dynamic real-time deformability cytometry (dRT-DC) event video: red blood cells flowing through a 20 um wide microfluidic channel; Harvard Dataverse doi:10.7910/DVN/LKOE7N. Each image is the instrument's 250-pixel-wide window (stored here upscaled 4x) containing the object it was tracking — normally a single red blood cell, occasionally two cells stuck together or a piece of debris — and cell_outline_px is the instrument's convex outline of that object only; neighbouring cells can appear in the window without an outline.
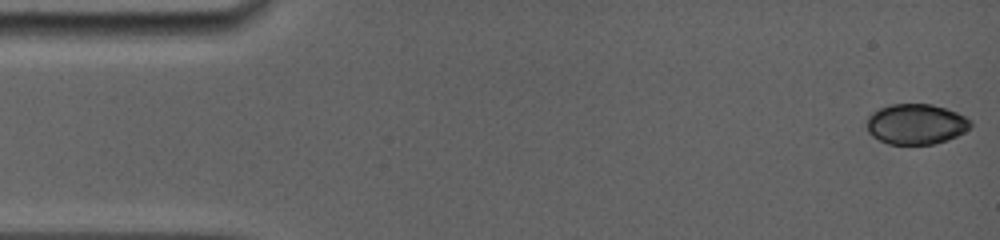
{"species": "common noctule bat (a hibernating species)", "species_latin": "Nyctalus noctula", "temperature_condition": "room temperature", "stored_images_in_passage": 73, "camera_frame_rate_fps": 5000, "um_per_image_px": 0.085, "animal": {"sex": "female", "body_mass_g": 19.0, "forearm_length_mm": 56.7}, "frame": {"image": 1, "passage_image": 1, "time_ms": 0.0, "image_size_px": [1000, 240], "cell_outline_px": [[972, 128], [948, 140], [932, 144], [888, 144], [872, 136], [868, 132], [868, 116], [872, 112], [880, 108], [892, 104], [932, 104], [956, 112], [972, 120]], "centroid_in_image_um": [77.89, 10.55], "position_along_channel_um": 7.1, "area_um2": 24.45}}
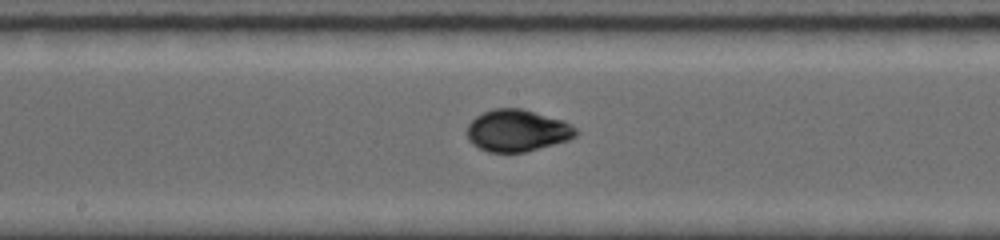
{"frame": {"image": 2, "passage_image": 42, "time_ms": 8.2, "image_size_px": [1000, 240], "cell_outline_px": [[580, 132], [576, 136], [568, 140], [524, 152], [488, 152], [472, 144], [468, 140], [468, 124], [476, 116], [492, 108], [520, 108], [564, 120], [576, 128]], "centroid_in_image_um": [43.97, 11.09], "position_along_channel_um": 204.2, "area_um2": 26.53}}
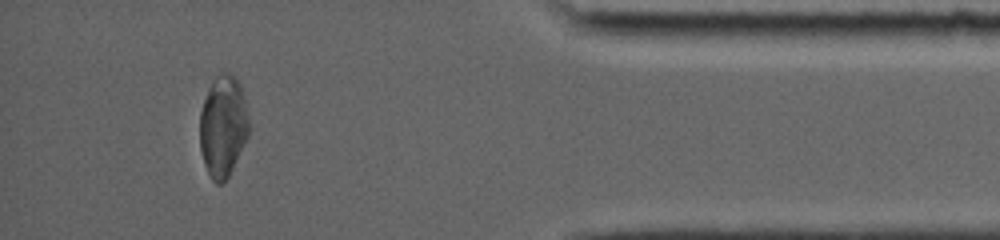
{"frame": {"image": 3, "passage_image": 73, "time_ms": 14.4, "image_size_px": [1000, 240], "cell_outline_px": [[248, 136], [228, 176], [220, 184], [216, 184], [212, 180], [208, 172], [200, 148], [200, 112], [204, 100], [216, 76], [224, 72], [232, 72], [240, 84], [248, 116]], "centroid_in_image_um": [18.96, 10.72], "position_along_channel_um": 416.2, "area_um2": 28.44}, "authors_computed_cell_mechanics": {"area_um2": 26.0678, "velocity_mm_per_s": 3.9016, "shape_relaxation_time_tau1_ms": 2.9922, "shape_relaxation_time_tau2_ms": 1.5096, "deformation_change_tau1": 0.1297, "deformation_change_tau2": 0.0293}}